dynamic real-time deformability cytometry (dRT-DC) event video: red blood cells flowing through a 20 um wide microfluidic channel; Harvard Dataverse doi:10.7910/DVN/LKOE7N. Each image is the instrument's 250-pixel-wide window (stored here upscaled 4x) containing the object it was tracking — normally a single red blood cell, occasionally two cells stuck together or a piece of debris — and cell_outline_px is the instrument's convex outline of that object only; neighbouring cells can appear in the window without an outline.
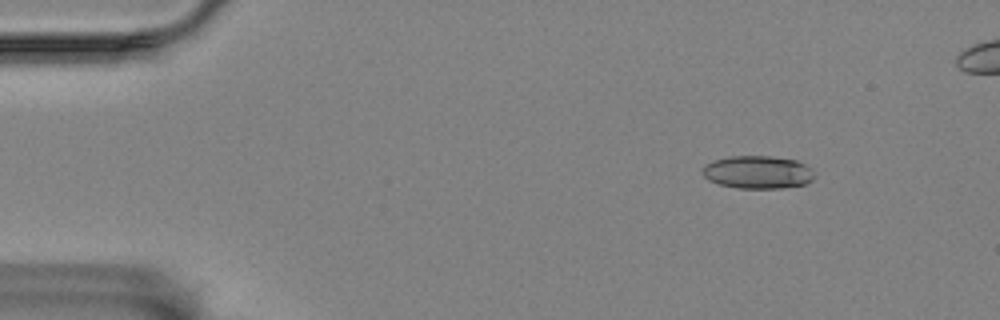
{"species": "Egyptian fruit bat (a non-hibernating species)", "species_latin": "Rousettus aegyptiacus", "temperature_condition": "room temperature", "stored_images_in_passage": 3, "camera_frame_rate_fps": 3000, "um_per_image_px": 0.085, "animal": {"sex": "female"}, "frame": {"image": 1, "passage_image": 1, "time_ms": 0.0, "image_size_px": [1000, 320], "cell_outline_px": [[816, 176], [812, 180], [804, 184], [784, 188], [736, 188], [720, 184], [708, 180], [704, 176], [700, 168], [704, 164], [712, 160], [728, 156], [772, 156], [796, 160], [812, 168], [816, 172]], "centroid_in_image_um": [64.4, 14.63], "position_along_channel_um": 20.6, "area_um2": 21.85}}